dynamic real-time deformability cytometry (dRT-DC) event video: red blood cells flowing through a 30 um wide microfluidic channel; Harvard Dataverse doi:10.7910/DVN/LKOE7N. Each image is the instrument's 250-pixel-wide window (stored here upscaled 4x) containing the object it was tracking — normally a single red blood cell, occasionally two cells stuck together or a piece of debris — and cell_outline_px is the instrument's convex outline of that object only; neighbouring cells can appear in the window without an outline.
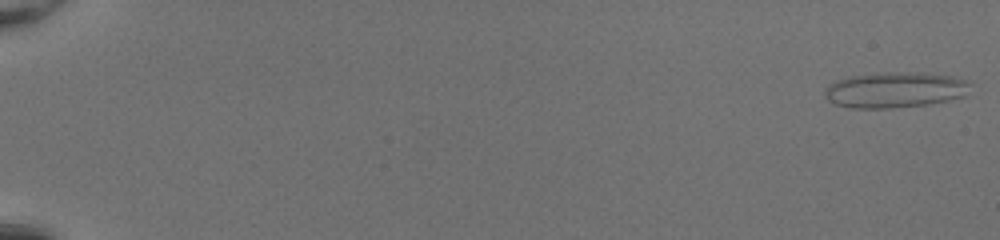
{"species": "common noctule bat (a hibernating species)", "species_latin": "Nyctalus noctula", "temperature_condition": "room temperature", "stored_images_in_passage": 53, "segment_of_instrument_passage": [1, 2], "camera_frame_rate_fps": 3000, "um_per_image_px": 0.085, "animal": {"sex": "female", "body_mass_g": 20.0, "forearm_length_mm": 54.0}, "frame": {"image": 1, "passage_image": 1, "time_ms": 0.0, "image_size_px": [1000, 240], "cell_outline_px": [[972, 84], [964, 96], [948, 100], [924, 104], [892, 108], [852, 108], [832, 104], [824, 96], [824, 88], [828, 84], [836, 80], [848, 76], [880, 72], [916, 72], [952, 76], [964, 80]], "centroid_in_image_um": [76.0, 7.63], "position_along_channel_um": 9.0, "area_um2": 30.46}}
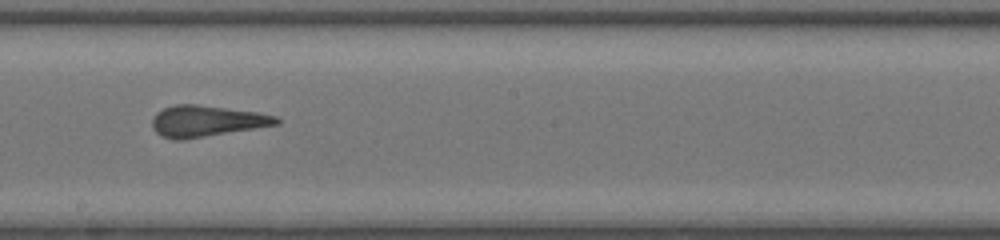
{"frame": {"image": 2, "passage_image": 32, "time_ms": 10.333, "image_size_px": [1000, 240], "cell_outline_px": [[280, 124], [184, 140], [172, 140], [160, 136], [152, 128], [152, 120], [156, 112], [164, 108], [176, 104], [196, 104], [256, 112], [276, 116], [280, 120]], "centroid_in_image_um": [17.52, 10.3], "position_along_channel_um": 230.7, "area_um2": 22.66}}
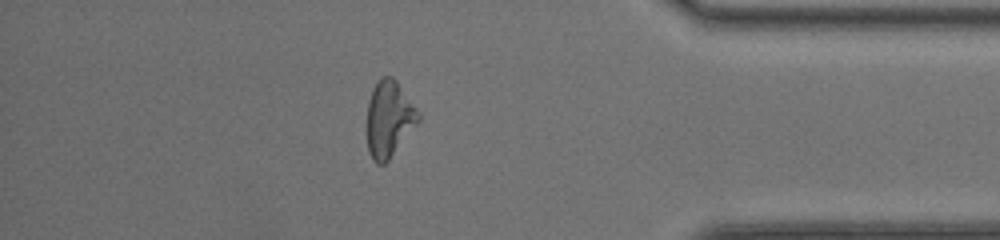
{"frame": {"image": 3, "passage_image": 46, "time_ms": 15.0, "image_size_px": [1000, 240], "cell_outline_px": [[420, 120], [388, 160], [384, 164], [376, 164], [372, 160], [368, 152], [368, 100], [372, 88], [380, 76], [392, 76], [396, 80], [420, 112]], "centroid_in_image_um": [33.07, 10.08], "position_along_channel_um": 402.1, "area_um2": 22.77}}